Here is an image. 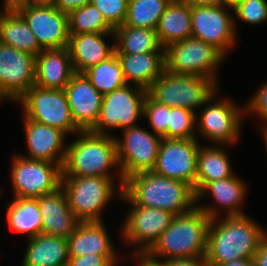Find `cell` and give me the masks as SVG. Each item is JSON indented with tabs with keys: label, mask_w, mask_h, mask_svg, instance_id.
<instances>
[{
	"label": "cell",
	"mask_w": 267,
	"mask_h": 266,
	"mask_svg": "<svg viewBox=\"0 0 267 266\" xmlns=\"http://www.w3.org/2000/svg\"><path fill=\"white\" fill-rule=\"evenodd\" d=\"M213 207L196 204L189 212L175 215L145 255L156 262L159 257H165L164 260L205 257L209 224L219 214V209Z\"/></svg>",
	"instance_id": "cell-1"
},
{
	"label": "cell",
	"mask_w": 267,
	"mask_h": 266,
	"mask_svg": "<svg viewBox=\"0 0 267 266\" xmlns=\"http://www.w3.org/2000/svg\"><path fill=\"white\" fill-rule=\"evenodd\" d=\"M218 218H212L208 228L205 255L208 265L252 259L267 232L246 214Z\"/></svg>",
	"instance_id": "cell-2"
},
{
	"label": "cell",
	"mask_w": 267,
	"mask_h": 266,
	"mask_svg": "<svg viewBox=\"0 0 267 266\" xmlns=\"http://www.w3.org/2000/svg\"><path fill=\"white\" fill-rule=\"evenodd\" d=\"M123 192L137 205L164 209L174 215L189 212L197 204L196 194L189 184L153 171L128 177Z\"/></svg>",
	"instance_id": "cell-3"
},
{
	"label": "cell",
	"mask_w": 267,
	"mask_h": 266,
	"mask_svg": "<svg viewBox=\"0 0 267 266\" xmlns=\"http://www.w3.org/2000/svg\"><path fill=\"white\" fill-rule=\"evenodd\" d=\"M67 145L62 176H102L113 179L110 170L118 167L115 135L80 131ZM112 176V177H111Z\"/></svg>",
	"instance_id": "cell-4"
},
{
	"label": "cell",
	"mask_w": 267,
	"mask_h": 266,
	"mask_svg": "<svg viewBox=\"0 0 267 266\" xmlns=\"http://www.w3.org/2000/svg\"><path fill=\"white\" fill-rule=\"evenodd\" d=\"M218 84L207 77L174 74L164 70L147 90V94L160 104L181 107L193 112L205 106L206 101L218 90Z\"/></svg>",
	"instance_id": "cell-5"
},
{
	"label": "cell",
	"mask_w": 267,
	"mask_h": 266,
	"mask_svg": "<svg viewBox=\"0 0 267 266\" xmlns=\"http://www.w3.org/2000/svg\"><path fill=\"white\" fill-rule=\"evenodd\" d=\"M114 180L102 176H62L64 189L74 215L80 222H102L101 210L114 195Z\"/></svg>",
	"instance_id": "cell-6"
},
{
	"label": "cell",
	"mask_w": 267,
	"mask_h": 266,
	"mask_svg": "<svg viewBox=\"0 0 267 266\" xmlns=\"http://www.w3.org/2000/svg\"><path fill=\"white\" fill-rule=\"evenodd\" d=\"M115 139L120 168L118 171L120 196L128 177L154 169L162 138L137 125L123 129V138L115 137Z\"/></svg>",
	"instance_id": "cell-7"
},
{
	"label": "cell",
	"mask_w": 267,
	"mask_h": 266,
	"mask_svg": "<svg viewBox=\"0 0 267 266\" xmlns=\"http://www.w3.org/2000/svg\"><path fill=\"white\" fill-rule=\"evenodd\" d=\"M224 55L203 40L189 37L165 48V70L174 74L204 76L216 83Z\"/></svg>",
	"instance_id": "cell-8"
},
{
	"label": "cell",
	"mask_w": 267,
	"mask_h": 266,
	"mask_svg": "<svg viewBox=\"0 0 267 266\" xmlns=\"http://www.w3.org/2000/svg\"><path fill=\"white\" fill-rule=\"evenodd\" d=\"M17 102L24 116L66 134L82 131L74 122L64 89H43L33 85Z\"/></svg>",
	"instance_id": "cell-9"
},
{
	"label": "cell",
	"mask_w": 267,
	"mask_h": 266,
	"mask_svg": "<svg viewBox=\"0 0 267 266\" xmlns=\"http://www.w3.org/2000/svg\"><path fill=\"white\" fill-rule=\"evenodd\" d=\"M147 91L126 84L103 96L96 125L90 130L96 134H109L106 129H125L137 126L143 116V104Z\"/></svg>",
	"instance_id": "cell-10"
},
{
	"label": "cell",
	"mask_w": 267,
	"mask_h": 266,
	"mask_svg": "<svg viewBox=\"0 0 267 266\" xmlns=\"http://www.w3.org/2000/svg\"><path fill=\"white\" fill-rule=\"evenodd\" d=\"M119 198L131 204V210L121 226V237L127 243L138 245L134 254H146L169 227L175 215L164 209L137 205L123 191Z\"/></svg>",
	"instance_id": "cell-11"
},
{
	"label": "cell",
	"mask_w": 267,
	"mask_h": 266,
	"mask_svg": "<svg viewBox=\"0 0 267 266\" xmlns=\"http://www.w3.org/2000/svg\"><path fill=\"white\" fill-rule=\"evenodd\" d=\"M62 168L46 161L14 156L11 180L15 197L38 198L61 186Z\"/></svg>",
	"instance_id": "cell-12"
},
{
	"label": "cell",
	"mask_w": 267,
	"mask_h": 266,
	"mask_svg": "<svg viewBox=\"0 0 267 266\" xmlns=\"http://www.w3.org/2000/svg\"><path fill=\"white\" fill-rule=\"evenodd\" d=\"M13 8L23 17L35 38L44 49H59L68 46V14L54 5L18 3Z\"/></svg>",
	"instance_id": "cell-13"
},
{
	"label": "cell",
	"mask_w": 267,
	"mask_h": 266,
	"mask_svg": "<svg viewBox=\"0 0 267 266\" xmlns=\"http://www.w3.org/2000/svg\"><path fill=\"white\" fill-rule=\"evenodd\" d=\"M217 92L218 90L206 101L205 104L208 105L202 110L201 115L196 117L197 132L200 131L201 135L214 145H233L239 140L244 115L241 112L244 110L226 98L213 101Z\"/></svg>",
	"instance_id": "cell-14"
},
{
	"label": "cell",
	"mask_w": 267,
	"mask_h": 266,
	"mask_svg": "<svg viewBox=\"0 0 267 266\" xmlns=\"http://www.w3.org/2000/svg\"><path fill=\"white\" fill-rule=\"evenodd\" d=\"M198 139L162 138L154 173L189 184L196 194Z\"/></svg>",
	"instance_id": "cell-15"
},
{
	"label": "cell",
	"mask_w": 267,
	"mask_h": 266,
	"mask_svg": "<svg viewBox=\"0 0 267 266\" xmlns=\"http://www.w3.org/2000/svg\"><path fill=\"white\" fill-rule=\"evenodd\" d=\"M225 8L221 4L191 7L192 37L213 45L224 56L237 40L236 19Z\"/></svg>",
	"instance_id": "cell-16"
},
{
	"label": "cell",
	"mask_w": 267,
	"mask_h": 266,
	"mask_svg": "<svg viewBox=\"0 0 267 266\" xmlns=\"http://www.w3.org/2000/svg\"><path fill=\"white\" fill-rule=\"evenodd\" d=\"M36 57L0 42V99L18 101L35 84Z\"/></svg>",
	"instance_id": "cell-17"
},
{
	"label": "cell",
	"mask_w": 267,
	"mask_h": 266,
	"mask_svg": "<svg viewBox=\"0 0 267 266\" xmlns=\"http://www.w3.org/2000/svg\"><path fill=\"white\" fill-rule=\"evenodd\" d=\"M25 140L28 148V156H22L30 160L46 161L63 166L66 149L64 140L67 134L45 124L30 120L23 115Z\"/></svg>",
	"instance_id": "cell-18"
},
{
	"label": "cell",
	"mask_w": 267,
	"mask_h": 266,
	"mask_svg": "<svg viewBox=\"0 0 267 266\" xmlns=\"http://www.w3.org/2000/svg\"><path fill=\"white\" fill-rule=\"evenodd\" d=\"M72 118L82 131L91 130L97 123L103 95L84 73H75L64 88Z\"/></svg>",
	"instance_id": "cell-19"
},
{
	"label": "cell",
	"mask_w": 267,
	"mask_h": 266,
	"mask_svg": "<svg viewBox=\"0 0 267 266\" xmlns=\"http://www.w3.org/2000/svg\"><path fill=\"white\" fill-rule=\"evenodd\" d=\"M42 220L41 233L68 238L80 221L69 207L64 189L37 198Z\"/></svg>",
	"instance_id": "cell-20"
},
{
	"label": "cell",
	"mask_w": 267,
	"mask_h": 266,
	"mask_svg": "<svg viewBox=\"0 0 267 266\" xmlns=\"http://www.w3.org/2000/svg\"><path fill=\"white\" fill-rule=\"evenodd\" d=\"M69 258L87 254L104 255L114 266L118 261L112 240L102 222H80L67 238Z\"/></svg>",
	"instance_id": "cell-21"
},
{
	"label": "cell",
	"mask_w": 267,
	"mask_h": 266,
	"mask_svg": "<svg viewBox=\"0 0 267 266\" xmlns=\"http://www.w3.org/2000/svg\"><path fill=\"white\" fill-rule=\"evenodd\" d=\"M75 74L67 47L44 49L36 56L35 84L43 89H64Z\"/></svg>",
	"instance_id": "cell-22"
},
{
	"label": "cell",
	"mask_w": 267,
	"mask_h": 266,
	"mask_svg": "<svg viewBox=\"0 0 267 266\" xmlns=\"http://www.w3.org/2000/svg\"><path fill=\"white\" fill-rule=\"evenodd\" d=\"M114 33L69 34L68 50L75 73H84L114 54L115 45L109 46L105 37Z\"/></svg>",
	"instance_id": "cell-23"
},
{
	"label": "cell",
	"mask_w": 267,
	"mask_h": 266,
	"mask_svg": "<svg viewBox=\"0 0 267 266\" xmlns=\"http://www.w3.org/2000/svg\"><path fill=\"white\" fill-rule=\"evenodd\" d=\"M121 64L126 83L148 90L165 70V52L140 54L115 53Z\"/></svg>",
	"instance_id": "cell-24"
},
{
	"label": "cell",
	"mask_w": 267,
	"mask_h": 266,
	"mask_svg": "<svg viewBox=\"0 0 267 266\" xmlns=\"http://www.w3.org/2000/svg\"><path fill=\"white\" fill-rule=\"evenodd\" d=\"M28 241L21 266H66L67 238L40 233Z\"/></svg>",
	"instance_id": "cell-25"
},
{
	"label": "cell",
	"mask_w": 267,
	"mask_h": 266,
	"mask_svg": "<svg viewBox=\"0 0 267 266\" xmlns=\"http://www.w3.org/2000/svg\"><path fill=\"white\" fill-rule=\"evenodd\" d=\"M156 33L163 49L192 37L191 7L179 0H172L160 17Z\"/></svg>",
	"instance_id": "cell-26"
},
{
	"label": "cell",
	"mask_w": 267,
	"mask_h": 266,
	"mask_svg": "<svg viewBox=\"0 0 267 266\" xmlns=\"http://www.w3.org/2000/svg\"><path fill=\"white\" fill-rule=\"evenodd\" d=\"M3 8L0 12V42L36 57L42 49L28 24L13 7Z\"/></svg>",
	"instance_id": "cell-27"
},
{
	"label": "cell",
	"mask_w": 267,
	"mask_h": 266,
	"mask_svg": "<svg viewBox=\"0 0 267 266\" xmlns=\"http://www.w3.org/2000/svg\"><path fill=\"white\" fill-rule=\"evenodd\" d=\"M233 175L229 157L221 146L200 145L197 156L196 195L208 183Z\"/></svg>",
	"instance_id": "cell-28"
},
{
	"label": "cell",
	"mask_w": 267,
	"mask_h": 266,
	"mask_svg": "<svg viewBox=\"0 0 267 266\" xmlns=\"http://www.w3.org/2000/svg\"><path fill=\"white\" fill-rule=\"evenodd\" d=\"M245 183L241 181L236 175L231 177L216 180L208 183L197 195L196 203L200 198L211 194L215 203L227 208L225 216H242L245 215L240 206H242L243 199L246 197Z\"/></svg>",
	"instance_id": "cell-29"
},
{
	"label": "cell",
	"mask_w": 267,
	"mask_h": 266,
	"mask_svg": "<svg viewBox=\"0 0 267 266\" xmlns=\"http://www.w3.org/2000/svg\"><path fill=\"white\" fill-rule=\"evenodd\" d=\"M6 210L8 225L16 233H22L29 239L41 233L42 220L37 198L15 197L7 204Z\"/></svg>",
	"instance_id": "cell-30"
},
{
	"label": "cell",
	"mask_w": 267,
	"mask_h": 266,
	"mask_svg": "<svg viewBox=\"0 0 267 266\" xmlns=\"http://www.w3.org/2000/svg\"><path fill=\"white\" fill-rule=\"evenodd\" d=\"M114 35L116 41L114 53L165 52L158 41L155 29L118 26L114 29Z\"/></svg>",
	"instance_id": "cell-31"
},
{
	"label": "cell",
	"mask_w": 267,
	"mask_h": 266,
	"mask_svg": "<svg viewBox=\"0 0 267 266\" xmlns=\"http://www.w3.org/2000/svg\"><path fill=\"white\" fill-rule=\"evenodd\" d=\"M84 75L103 96L127 84L115 53L107 60L89 68Z\"/></svg>",
	"instance_id": "cell-32"
},
{
	"label": "cell",
	"mask_w": 267,
	"mask_h": 266,
	"mask_svg": "<svg viewBox=\"0 0 267 266\" xmlns=\"http://www.w3.org/2000/svg\"><path fill=\"white\" fill-rule=\"evenodd\" d=\"M172 0H129L123 25L155 29Z\"/></svg>",
	"instance_id": "cell-33"
},
{
	"label": "cell",
	"mask_w": 267,
	"mask_h": 266,
	"mask_svg": "<svg viewBox=\"0 0 267 266\" xmlns=\"http://www.w3.org/2000/svg\"><path fill=\"white\" fill-rule=\"evenodd\" d=\"M69 34L114 33L102 12L91 2L68 14Z\"/></svg>",
	"instance_id": "cell-34"
},
{
	"label": "cell",
	"mask_w": 267,
	"mask_h": 266,
	"mask_svg": "<svg viewBox=\"0 0 267 266\" xmlns=\"http://www.w3.org/2000/svg\"><path fill=\"white\" fill-rule=\"evenodd\" d=\"M197 112L186 108L171 107L168 124L167 139H195Z\"/></svg>",
	"instance_id": "cell-35"
},
{
	"label": "cell",
	"mask_w": 267,
	"mask_h": 266,
	"mask_svg": "<svg viewBox=\"0 0 267 266\" xmlns=\"http://www.w3.org/2000/svg\"><path fill=\"white\" fill-rule=\"evenodd\" d=\"M171 107L153 100L148 94L143 104V117L149 120L153 133L167 139V124Z\"/></svg>",
	"instance_id": "cell-36"
},
{
	"label": "cell",
	"mask_w": 267,
	"mask_h": 266,
	"mask_svg": "<svg viewBox=\"0 0 267 266\" xmlns=\"http://www.w3.org/2000/svg\"><path fill=\"white\" fill-rule=\"evenodd\" d=\"M129 0H91L101 12L107 23L115 29L123 25Z\"/></svg>",
	"instance_id": "cell-37"
},
{
	"label": "cell",
	"mask_w": 267,
	"mask_h": 266,
	"mask_svg": "<svg viewBox=\"0 0 267 266\" xmlns=\"http://www.w3.org/2000/svg\"><path fill=\"white\" fill-rule=\"evenodd\" d=\"M232 11L243 22L261 24L267 21V0H244Z\"/></svg>",
	"instance_id": "cell-38"
},
{
	"label": "cell",
	"mask_w": 267,
	"mask_h": 266,
	"mask_svg": "<svg viewBox=\"0 0 267 266\" xmlns=\"http://www.w3.org/2000/svg\"><path fill=\"white\" fill-rule=\"evenodd\" d=\"M244 113H255L259 115L261 119H264V127L267 126V81L249 100L246 107L243 108Z\"/></svg>",
	"instance_id": "cell-39"
},
{
	"label": "cell",
	"mask_w": 267,
	"mask_h": 266,
	"mask_svg": "<svg viewBox=\"0 0 267 266\" xmlns=\"http://www.w3.org/2000/svg\"><path fill=\"white\" fill-rule=\"evenodd\" d=\"M66 266H114L104 255L87 254L69 258Z\"/></svg>",
	"instance_id": "cell-40"
},
{
	"label": "cell",
	"mask_w": 267,
	"mask_h": 266,
	"mask_svg": "<svg viewBox=\"0 0 267 266\" xmlns=\"http://www.w3.org/2000/svg\"><path fill=\"white\" fill-rule=\"evenodd\" d=\"M162 266H209L205 257L157 260Z\"/></svg>",
	"instance_id": "cell-41"
},
{
	"label": "cell",
	"mask_w": 267,
	"mask_h": 266,
	"mask_svg": "<svg viewBox=\"0 0 267 266\" xmlns=\"http://www.w3.org/2000/svg\"><path fill=\"white\" fill-rule=\"evenodd\" d=\"M91 0H55L54 7L61 12L69 14L71 11L81 8Z\"/></svg>",
	"instance_id": "cell-42"
},
{
	"label": "cell",
	"mask_w": 267,
	"mask_h": 266,
	"mask_svg": "<svg viewBox=\"0 0 267 266\" xmlns=\"http://www.w3.org/2000/svg\"><path fill=\"white\" fill-rule=\"evenodd\" d=\"M254 266H267V237L259 245L252 258Z\"/></svg>",
	"instance_id": "cell-43"
},
{
	"label": "cell",
	"mask_w": 267,
	"mask_h": 266,
	"mask_svg": "<svg viewBox=\"0 0 267 266\" xmlns=\"http://www.w3.org/2000/svg\"><path fill=\"white\" fill-rule=\"evenodd\" d=\"M190 7L193 6H213L220 4V0H179Z\"/></svg>",
	"instance_id": "cell-44"
},
{
	"label": "cell",
	"mask_w": 267,
	"mask_h": 266,
	"mask_svg": "<svg viewBox=\"0 0 267 266\" xmlns=\"http://www.w3.org/2000/svg\"><path fill=\"white\" fill-rule=\"evenodd\" d=\"M133 256H135L134 258H137L138 261L140 262L138 264L139 266H162L159 262L149 259L145 254H140V255L134 254Z\"/></svg>",
	"instance_id": "cell-45"
},
{
	"label": "cell",
	"mask_w": 267,
	"mask_h": 266,
	"mask_svg": "<svg viewBox=\"0 0 267 266\" xmlns=\"http://www.w3.org/2000/svg\"><path fill=\"white\" fill-rule=\"evenodd\" d=\"M217 266H254V262L252 259H236L229 263H223Z\"/></svg>",
	"instance_id": "cell-46"
},
{
	"label": "cell",
	"mask_w": 267,
	"mask_h": 266,
	"mask_svg": "<svg viewBox=\"0 0 267 266\" xmlns=\"http://www.w3.org/2000/svg\"><path fill=\"white\" fill-rule=\"evenodd\" d=\"M243 1L244 0H220V4L234 10Z\"/></svg>",
	"instance_id": "cell-47"
},
{
	"label": "cell",
	"mask_w": 267,
	"mask_h": 266,
	"mask_svg": "<svg viewBox=\"0 0 267 266\" xmlns=\"http://www.w3.org/2000/svg\"><path fill=\"white\" fill-rule=\"evenodd\" d=\"M55 0H24L21 3H28L33 5H52Z\"/></svg>",
	"instance_id": "cell-48"
},
{
	"label": "cell",
	"mask_w": 267,
	"mask_h": 266,
	"mask_svg": "<svg viewBox=\"0 0 267 266\" xmlns=\"http://www.w3.org/2000/svg\"><path fill=\"white\" fill-rule=\"evenodd\" d=\"M24 0H4L3 7H13L14 5L23 2Z\"/></svg>",
	"instance_id": "cell-49"
},
{
	"label": "cell",
	"mask_w": 267,
	"mask_h": 266,
	"mask_svg": "<svg viewBox=\"0 0 267 266\" xmlns=\"http://www.w3.org/2000/svg\"><path fill=\"white\" fill-rule=\"evenodd\" d=\"M263 137H264V140H265V147H266V150H267V126L263 127Z\"/></svg>",
	"instance_id": "cell-50"
}]
</instances>
